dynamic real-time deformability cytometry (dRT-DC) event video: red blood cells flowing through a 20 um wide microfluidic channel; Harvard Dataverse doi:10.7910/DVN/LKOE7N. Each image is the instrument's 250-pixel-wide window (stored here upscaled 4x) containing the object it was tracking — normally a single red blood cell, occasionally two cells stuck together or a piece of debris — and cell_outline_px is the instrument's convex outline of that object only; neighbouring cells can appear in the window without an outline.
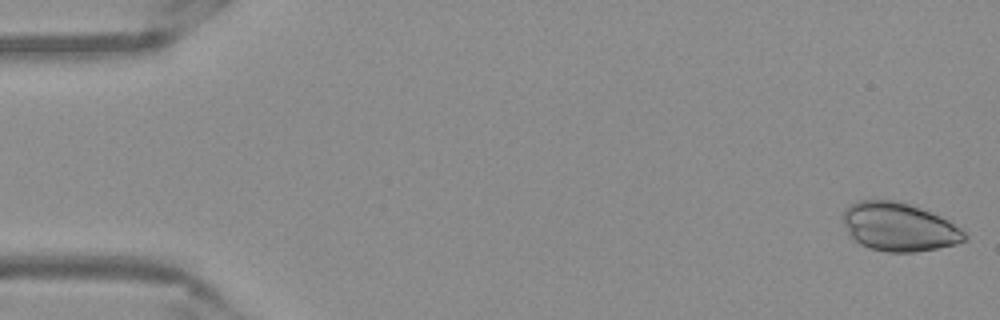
{"species": "Egyptian fruit bat (a non-hibernating species)", "species_latin": "Rousettus aegyptiacus", "temperature_condition": "warm", "stored_images_in_passage": 13, "camera_frame_rate_fps": 3000, "um_per_image_px": 0.085, "frame": {"image": 1, "passage_image": 1, "time_ms": 0.0, "image_size_px": [1000, 320], "cell_outline_px": [[968, 240], [956, 244], [916, 252], [888, 252], [868, 248], [860, 244], [848, 236], [844, 224], [844, 212], [848, 204], [860, 200], [900, 200], [940, 216], [948, 220], [960, 228], [968, 236]], "centroid_in_image_um": [76.4, 19.29], "position_along_channel_um": 8.6, "area_um2": 34.56}}